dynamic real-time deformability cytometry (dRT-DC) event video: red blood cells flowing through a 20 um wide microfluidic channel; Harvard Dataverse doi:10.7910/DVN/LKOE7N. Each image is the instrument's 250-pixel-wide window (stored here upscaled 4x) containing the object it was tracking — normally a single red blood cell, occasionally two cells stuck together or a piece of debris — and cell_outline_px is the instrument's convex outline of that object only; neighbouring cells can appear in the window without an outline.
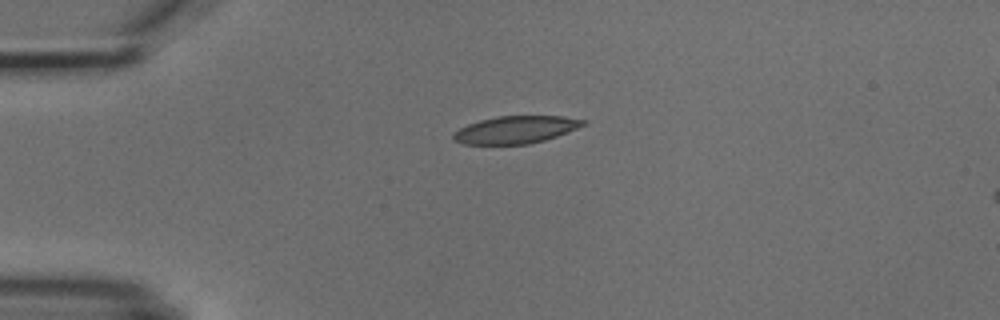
{"species": "common noctule bat (a hibernating species)", "species_latin": "Nyctalus noctula", "temperature_condition": "cold", "stored_images_in_passage": 5, "camera_frame_rate_fps": 3000, "um_per_image_px": 0.085, "animal": {"sex": "male", "body_mass_g": 18.8}, "frame": {"image": 1, "passage_image": 5, "time_ms": 4.667, "image_size_px": [1000, 320], "cell_outline_px": [[588, 124], [556, 136], [544, 140], [528, 144], [464, 144], [452, 140], [452, 132], [468, 124], [480, 120], [496, 116], [564, 116], [588, 120]], "centroid_in_image_um": [43.84, 11.02], "position_along_channel_um": 41.2, "area_um2": 20.87}}